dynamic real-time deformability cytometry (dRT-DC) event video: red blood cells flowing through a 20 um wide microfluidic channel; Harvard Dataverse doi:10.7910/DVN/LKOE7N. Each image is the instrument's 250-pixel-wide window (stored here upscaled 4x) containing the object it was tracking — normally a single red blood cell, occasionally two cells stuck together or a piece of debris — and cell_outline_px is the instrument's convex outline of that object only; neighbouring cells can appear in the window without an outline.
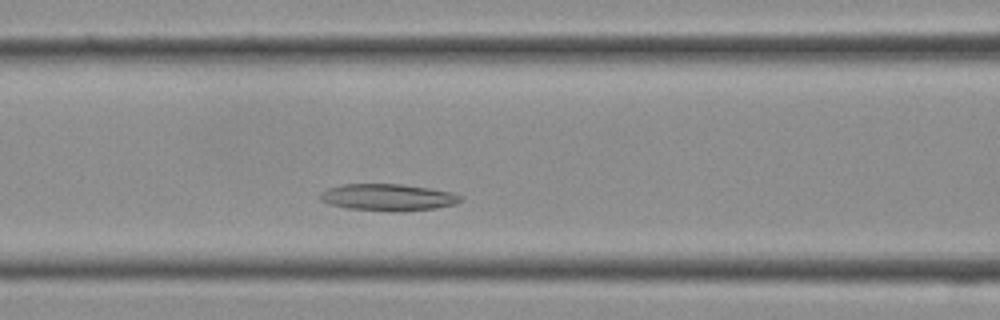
{"species": "Egyptian fruit bat (a non-hibernating species)", "species_latin": "Rousettus aegyptiacus", "temperature_condition": "cold", "stored_images_in_passage": 12, "camera_frame_rate_fps": 3000, "um_per_image_px": 0.085, "frame": {"image": 1, "passage_image": 6, "time_ms": 1.667, "image_size_px": [1000, 320], "cell_outline_px": [[464, 200], [456, 204], [436, 208], [392, 212], [348, 208], [328, 204], [320, 200], [320, 192], [328, 188], [340, 184], [400, 184], [428, 188], [452, 192], [464, 196]], "centroid_in_image_um": [32.99, 16.77], "position_along_channel_um": 133.6, "area_um2": 22.14}}
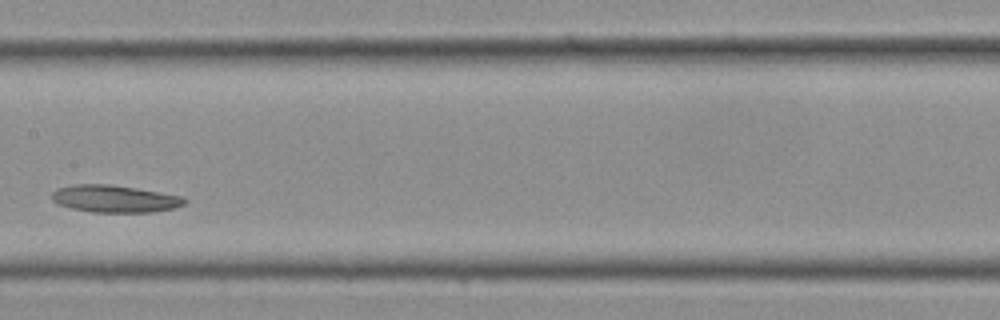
{"frame": {"image": 2, "passage_image": 9, "time_ms": 2.667, "image_size_px": [1000, 320], "cell_outline_px": [[188, 200], [184, 204], [172, 208], [152, 212], [92, 212], [72, 208], [56, 204], [52, 200], [52, 192], [56, 188], [72, 184], [108, 184], [136, 188], [184, 196]], "centroid_in_image_um": [9.72, 16.89], "position_along_channel_um": 197.7, "area_um2": 21.15}}
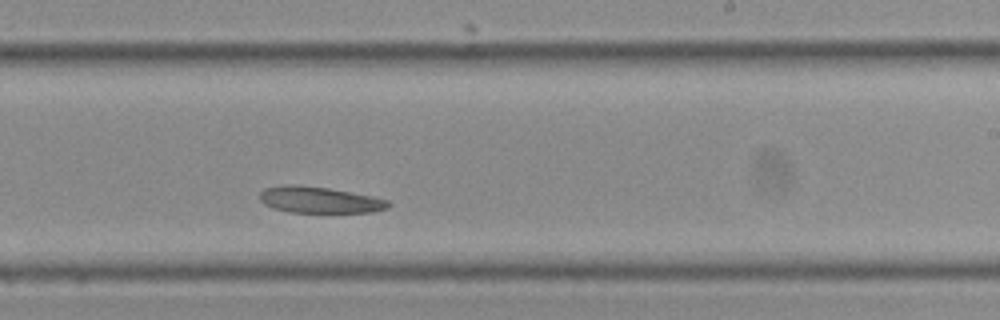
{"frame": {"image": 3, "passage_image": 12, "time_ms": 3.667, "image_size_px": [1000, 320], "cell_outline_px": [[392, 204], [388, 208], [372, 212], [288, 212], [272, 208], [264, 204], [260, 200], [260, 192], [264, 188], [280, 184], [296, 184], [328, 188], [372, 196], [388, 200]], "centroid_in_image_um": [27.12, 16.98], "position_along_channel_um": 261.9, "area_um2": 19.88}}